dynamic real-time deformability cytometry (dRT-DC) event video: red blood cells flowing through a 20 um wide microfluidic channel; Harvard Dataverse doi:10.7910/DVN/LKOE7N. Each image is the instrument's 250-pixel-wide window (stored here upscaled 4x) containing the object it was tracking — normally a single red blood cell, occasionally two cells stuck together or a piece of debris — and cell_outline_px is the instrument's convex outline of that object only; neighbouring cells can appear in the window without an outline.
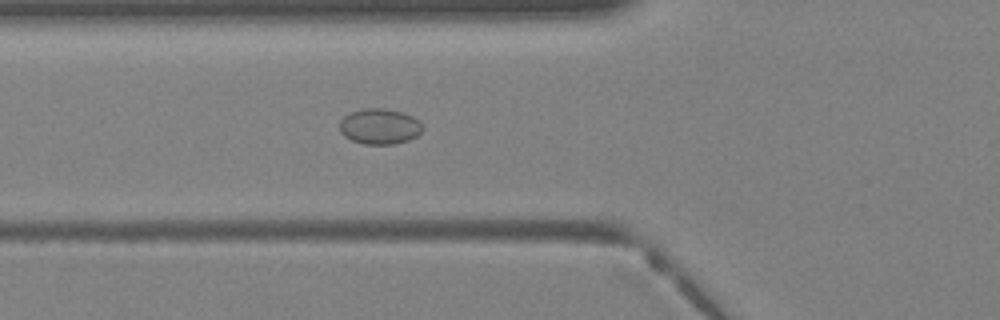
{"species": "Egyptian fruit bat (a non-hibernating species)", "species_latin": "Rousettus aegyptiacus", "temperature_condition": "warm", "stored_images_in_passage": 31, "camera_frame_rate_fps": 3000, "um_per_image_px": 0.085, "animal": {"sex": "female"}, "frame": {"image": 1, "passage_image": 9, "time_ms": 2.667, "image_size_px": [1000, 320], "cell_outline_px": [[424, 128], [416, 136], [408, 140], [392, 144], [364, 144], [352, 140], [344, 136], [340, 132], [340, 120], [348, 112], [364, 108], [384, 108], [404, 112], [420, 120], [424, 124]], "centroid_in_image_um": [32.28, 10.73], "position_along_channel_um": 93.5, "area_um2": 17.46}}
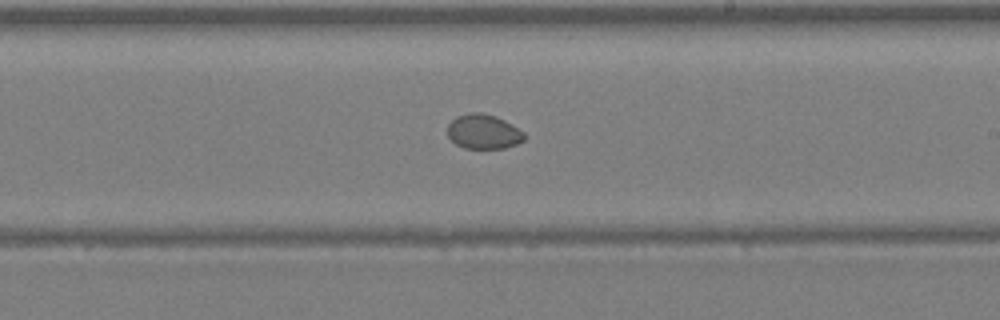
{"frame": {"image": 2, "passage_image": 18, "time_ms": 5.667, "image_size_px": [1000, 320], "cell_outline_px": [[528, 136], [524, 140], [516, 144], [504, 148], [464, 148], [456, 144], [448, 136], [448, 124], [456, 116], [468, 112], [480, 112], [496, 116], [504, 120], [524, 132]], "centroid_in_image_um": [41.1, 11.18], "position_along_channel_um": 247.9, "area_um2": 15.55}}
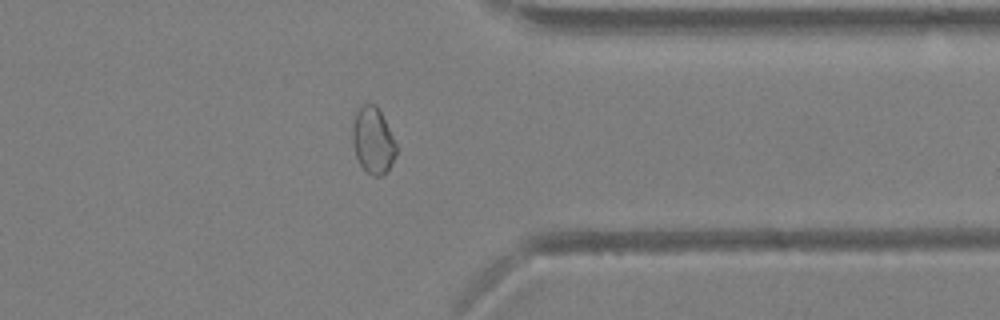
{"frame": {"image": 3, "passage_image": 26, "time_ms": 8.333, "image_size_px": [1000, 320], "cell_outline_px": [[400, 148], [392, 164], [380, 176], [372, 176], [360, 164], [356, 156], [352, 144], [352, 128], [356, 112], [360, 104], [376, 104]], "centroid_in_image_um": [31.73, 11.93], "position_along_channel_um": 379.7, "area_um2": 17.17}}